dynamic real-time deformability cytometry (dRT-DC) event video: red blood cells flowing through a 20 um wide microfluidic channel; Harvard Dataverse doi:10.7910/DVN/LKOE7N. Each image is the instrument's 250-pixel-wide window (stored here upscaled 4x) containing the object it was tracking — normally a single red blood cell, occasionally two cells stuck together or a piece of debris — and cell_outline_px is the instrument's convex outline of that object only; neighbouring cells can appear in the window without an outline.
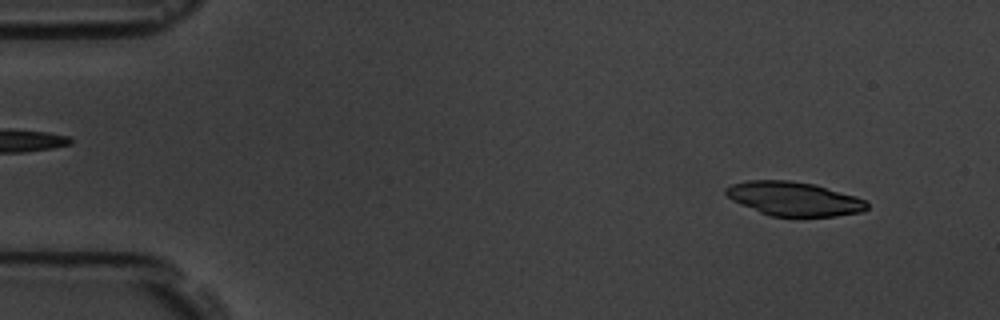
{"species": "common noctule bat (a hibernating species)", "species_latin": "Nyctalus noctula", "temperature_condition": "room temperature", "stored_images_in_passage": 54, "camera_frame_rate_fps": 3000, "um_per_image_px": 0.085, "animal": {"sex": "male", "body_mass_g": 19.5, "forearm_length_mm": 54.6}, "frame": {"image": 1, "passage_image": 4, "time_ms": 1.0, "image_size_px": [1000, 320], "cell_outline_px": [[868, 208], [864, 212], [836, 216], [768, 216], [740, 204], [732, 200], [724, 192], [724, 188], [732, 184], [748, 180], [788, 180], [816, 184], [856, 196], [868, 200]], "centroid_in_image_um": [67.51, 16.89], "position_along_channel_um": 17.5, "area_um2": 28.26}}